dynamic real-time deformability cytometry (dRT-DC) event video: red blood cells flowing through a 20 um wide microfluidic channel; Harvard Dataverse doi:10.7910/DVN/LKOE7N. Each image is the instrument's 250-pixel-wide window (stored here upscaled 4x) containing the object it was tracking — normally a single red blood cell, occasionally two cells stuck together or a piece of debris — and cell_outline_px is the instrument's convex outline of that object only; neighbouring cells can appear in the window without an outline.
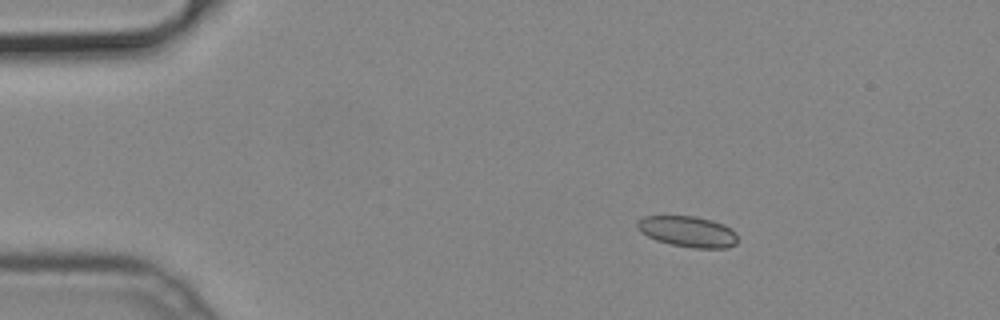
{"species": "common noctule bat (a hibernating species)", "species_latin": "Nyctalus noctula", "temperature_condition": "cold", "stored_images_in_passage": 14, "camera_frame_rate_fps": 3000, "um_per_image_px": 0.085, "animal": {"sex": "male", "body_mass_g": 19.2, "forearm_length_mm": 51.8}, "frame": {"image": 1, "passage_image": 4, "time_ms": 1.0, "image_size_px": [1000, 320], "cell_outline_px": [[736, 244], [728, 248], [692, 248], [672, 244], [656, 240], [640, 232], [636, 228], [636, 220], [644, 216], [696, 216], [712, 220], [724, 224], [736, 232]], "centroid_in_image_um": [58.44, 19.67], "position_along_channel_um": 26.6, "area_um2": 18.21}}
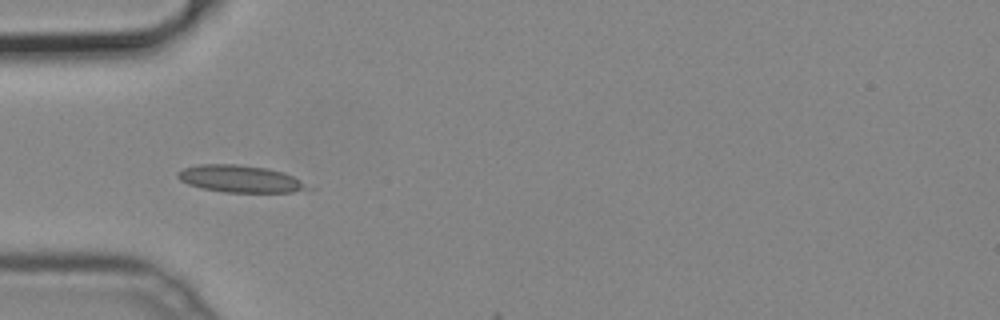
{"frame": {"image": 2, "passage_image": 12, "time_ms": 3.667, "image_size_px": [1000, 320], "cell_outline_px": [[316, 188], [292, 192], [224, 192], [200, 188], [188, 184], [180, 180], [176, 176], [184, 168], [200, 164], [236, 164], [268, 168], [284, 172]], "centroid_in_image_um": [20.46, 15.2], "position_along_channel_um": 64.5, "area_um2": 20.58}}